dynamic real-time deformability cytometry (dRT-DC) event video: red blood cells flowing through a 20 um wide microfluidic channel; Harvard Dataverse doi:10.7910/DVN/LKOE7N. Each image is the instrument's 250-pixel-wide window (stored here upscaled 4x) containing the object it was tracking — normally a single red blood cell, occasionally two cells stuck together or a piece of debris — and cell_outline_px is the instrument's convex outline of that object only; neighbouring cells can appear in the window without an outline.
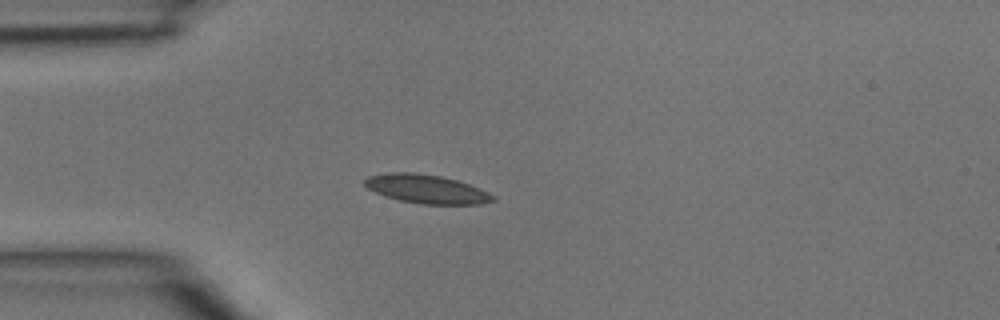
{"species": "common noctule bat (a hibernating species)", "species_latin": "Nyctalus noctula", "temperature_condition": "room temperature", "stored_images_in_passage": 3, "camera_frame_rate_fps": 3000, "um_per_image_px": 0.085, "animal": {"sex": "male", "body_mass_g": 15.6}, "frame": {"image": 1, "passage_image": 3, "time_ms": 0.667, "image_size_px": [1000, 320], "cell_outline_px": [[496, 200], [480, 204], [420, 204], [400, 200], [384, 196], [368, 188], [364, 184], [364, 180], [368, 176], [392, 172], [412, 172], [440, 176], [456, 180], [468, 184], [488, 192], [496, 196]], "centroid_in_image_um": [36.25, 16.07], "position_along_channel_um": 48.7, "area_um2": 21.33}}